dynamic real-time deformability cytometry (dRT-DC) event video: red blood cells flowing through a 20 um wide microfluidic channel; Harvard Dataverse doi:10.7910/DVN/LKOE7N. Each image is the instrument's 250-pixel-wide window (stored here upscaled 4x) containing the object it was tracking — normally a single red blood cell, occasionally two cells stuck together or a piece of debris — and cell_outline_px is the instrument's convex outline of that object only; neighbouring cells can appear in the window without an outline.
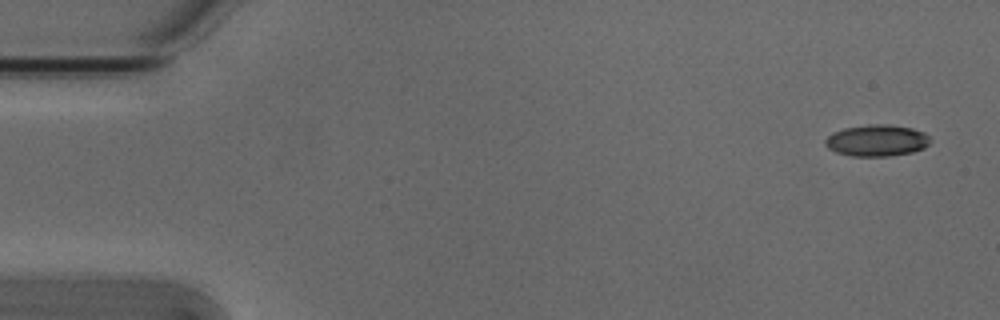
{"species": "Egyptian fruit bat (a non-hibernating species)", "species_latin": "Rousettus aegyptiacus", "temperature_condition": "cold", "stored_images_in_passage": 5, "camera_frame_rate_fps": 3000, "um_per_image_px": 0.085, "animal": {"sex": "male"}, "frame": {"image": 1, "passage_image": 1, "time_ms": 0.0, "image_size_px": [1000, 320], "cell_outline_px": [[928, 144], [924, 148], [912, 152], [888, 156], [852, 156], [836, 152], [828, 148], [824, 144], [824, 140], [832, 132], [844, 128], [868, 124], [888, 124], [912, 128], [924, 132], [928, 136]], "centroid_in_image_um": [74.49, 11.93], "position_along_channel_um": 10.5, "area_um2": 19.31}}
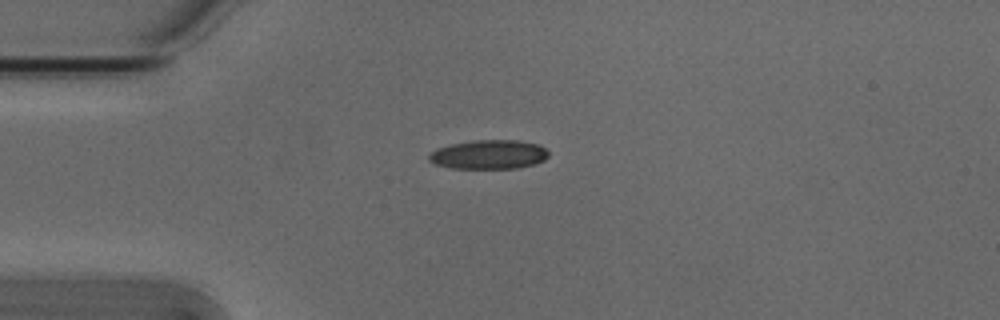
{"frame": {"image": 2, "passage_image": 4, "time_ms": 1.0, "image_size_px": [1000, 320], "cell_outline_px": [[548, 156], [544, 160], [532, 164], [516, 168], [448, 168], [436, 164], [428, 160], [428, 156], [436, 148], [452, 144], [472, 140], [516, 140], [540, 144], [548, 152]], "centroid_in_image_um": [41.54, 13.12], "position_along_channel_um": 43.5, "area_um2": 20.23}}
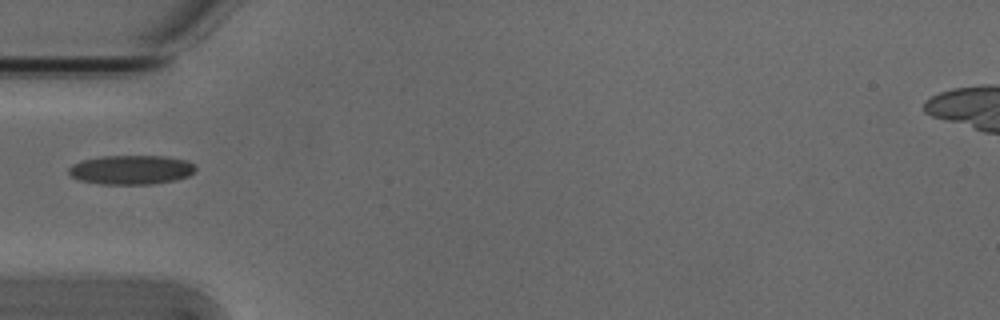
{"frame": {"image": 3, "passage_image": 5, "time_ms": 1.333, "image_size_px": [1000, 320], "cell_outline_px": [[196, 168], [188, 176], [176, 180], [152, 184], [100, 184], [80, 180], [72, 176], [68, 172], [68, 168], [72, 164], [80, 160], [100, 156], [168, 156], [188, 160], [196, 164]], "centroid_in_image_um": [11.16, 14.42], "position_along_channel_um": 73.8, "area_um2": 21.85}}